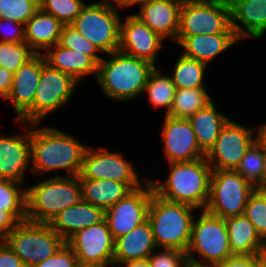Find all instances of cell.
<instances>
[{"instance_id":"obj_14","label":"cell","mask_w":266,"mask_h":267,"mask_svg":"<svg viewBox=\"0 0 266 267\" xmlns=\"http://www.w3.org/2000/svg\"><path fill=\"white\" fill-rule=\"evenodd\" d=\"M253 131L230 119L205 155L212 170H236L241 158L256 140Z\"/></svg>"},{"instance_id":"obj_16","label":"cell","mask_w":266,"mask_h":267,"mask_svg":"<svg viewBox=\"0 0 266 267\" xmlns=\"http://www.w3.org/2000/svg\"><path fill=\"white\" fill-rule=\"evenodd\" d=\"M42 71V53H35L13 75L11 89L5 98L14 105L16 120L33 123V101Z\"/></svg>"},{"instance_id":"obj_2","label":"cell","mask_w":266,"mask_h":267,"mask_svg":"<svg viewBox=\"0 0 266 267\" xmlns=\"http://www.w3.org/2000/svg\"><path fill=\"white\" fill-rule=\"evenodd\" d=\"M109 60L98 64L96 80L107 98L116 101L137 99L144 92L151 71L152 62L129 56L121 51L109 54Z\"/></svg>"},{"instance_id":"obj_47","label":"cell","mask_w":266,"mask_h":267,"mask_svg":"<svg viewBox=\"0 0 266 267\" xmlns=\"http://www.w3.org/2000/svg\"><path fill=\"white\" fill-rule=\"evenodd\" d=\"M194 4L219 5L230 8L233 0H184Z\"/></svg>"},{"instance_id":"obj_30","label":"cell","mask_w":266,"mask_h":267,"mask_svg":"<svg viewBox=\"0 0 266 267\" xmlns=\"http://www.w3.org/2000/svg\"><path fill=\"white\" fill-rule=\"evenodd\" d=\"M235 171L255 188H262L266 183V149L255 140Z\"/></svg>"},{"instance_id":"obj_51","label":"cell","mask_w":266,"mask_h":267,"mask_svg":"<svg viewBox=\"0 0 266 267\" xmlns=\"http://www.w3.org/2000/svg\"><path fill=\"white\" fill-rule=\"evenodd\" d=\"M252 267H266V253L252 256Z\"/></svg>"},{"instance_id":"obj_28","label":"cell","mask_w":266,"mask_h":267,"mask_svg":"<svg viewBox=\"0 0 266 267\" xmlns=\"http://www.w3.org/2000/svg\"><path fill=\"white\" fill-rule=\"evenodd\" d=\"M188 120L193 127L200 150L206 155L230 119L216 111L215 105L211 102L205 108L194 113Z\"/></svg>"},{"instance_id":"obj_50","label":"cell","mask_w":266,"mask_h":267,"mask_svg":"<svg viewBox=\"0 0 266 267\" xmlns=\"http://www.w3.org/2000/svg\"><path fill=\"white\" fill-rule=\"evenodd\" d=\"M256 140L266 149V123L258 127Z\"/></svg>"},{"instance_id":"obj_18","label":"cell","mask_w":266,"mask_h":267,"mask_svg":"<svg viewBox=\"0 0 266 267\" xmlns=\"http://www.w3.org/2000/svg\"><path fill=\"white\" fill-rule=\"evenodd\" d=\"M163 40L133 14L120 22L119 51L129 56L142 58L156 65V54L162 48Z\"/></svg>"},{"instance_id":"obj_10","label":"cell","mask_w":266,"mask_h":267,"mask_svg":"<svg viewBox=\"0 0 266 267\" xmlns=\"http://www.w3.org/2000/svg\"><path fill=\"white\" fill-rule=\"evenodd\" d=\"M77 82L71 75L52 68L42 54V71L33 101V123H41L73 96Z\"/></svg>"},{"instance_id":"obj_48","label":"cell","mask_w":266,"mask_h":267,"mask_svg":"<svg viewBox=\"0 0 266 267\" xmlns=\"http://www.w3.org/2000/svg\"><path fill=\"white\" fill-rule=\"evenodd\" d=\"M111 2L113 0H110ZM116 3V5L119 7V8H126V7H129V6H132V5H136V4H140L143 5L145 4L146 2H148L149 0H114Z\"/></svg>"},{"instance_id":"obj_24","label":"cell","mask_w":266,"mask_h":267,"mask_svg":"<svg viewBox=\"0 0 266 267\" xmlns=\"http://www.w3.org/2000/svg\"><path fill=\"white\" fill-rule=\"evenodd\" d=\"M240 41L235 33H216L195 36H177L176 42L183 47V56L208 65L217 55Z\"/></svg>"},{"instance_id":"obj_4","label":"cell","mask_w":266,"mask_h":267,"mask_svg":"<svg viewBox=\"0 0 266 267\" xmlns=\"http://www.w3.org/2000/svg\"><path fill=\"white\" fill-rule=\"evenodd\" d=\"M194 209L184 203L166 200L153 192L147 220L151 224L157 250L166 248L187 251L195 217Z\"/></svg>"},{"instance_id":"obj_53","label":"cell","mask_w":266,"mask_h":267,"mask_svg":"<svg viewBox=\"0 0 266 267\" xmlns=\"http://www.w3.org/2000/svg\"><path fill=\"white\" fill-rule=\"evenodd\" d=\"M19 267H33V265L28 264V263H21V264L19 265Z\"/></svg>"},{"instance_id":"obj_36","label":"cell","mask_w":266,"mask_h":267,"mask_svg":"<svg viewBox=\"0 0 266 267\" xmlns=\"http://www.w3.org/2000/svg\"><path fill=\"white\" fill-rule=\"evenodd\" d=\"M34 54L26 42H0V67L15 73Z\"/></svg>"},{"instance_id":"obj_34","label":"cell","mask_w":266,"mask_h":267,"mask_svg":"<svg viewBox=\"0 0 266 267\" xmlns=\"http://www.w3.org/2000/svg\"><path fill=\"white\" fill-rule=\"evenodd\" d=\"M22 185L0 179V209L10 212L19 222L27 219L26 189Z\"/></svg>"},{"instance_id":"obj_33","label":"cell","mask_w":266,"mask_h":267,"mask_svg":"<svg viewBox=\"0 0 266 267\" xmlns=\"http://www.w3.org/2000/svg\"><path fill=\"white\" fill-rule=\"evenodd\" d=\"M155 68L151 71L144 91L148 94V101L152 106L166 109L168 115L171 111L176 86L173 84L171 76L168 74L161 75Z\"/></svg>"},{"instance_id":"obj_17","label":"cell","mask_w":266,"mask_h":267,"mask_svg":"<svg viewBox=\"0 0 266 267\" xmlns=\"http://www.w3.org/2000/svg\"><path fill=\"white\" fill-rule=\"evenodd\" d=\"M162 140L168 163L192 162L205 157L188 119L165 115Z\"/></svg>"},{"instance_id":"obj_6","label":"cell","mask_w":266,"mask_h":267,"mask_svg":"<svg viewBox=\"0 0 266 267\" xmlns=\"http://www.w3.org/2000/svg\"><path fill=\"white\" fill-rule=\"evenodd\" d=\"M194 252L203 262L195 258ZM186 255L189 265L200 267H214L233 257L225 220L206 210L197 219L194 217Z\"/></svg>"},{"instance_id":"obj_46","label":"cell","mask_w":266,"mask_h":267,"mask_svg":"<svg viewBox=\"0 0 266 267\" xmlns=\"http://www.w3.org/2000/svg\"><path fill=\"white\" fill-rule=\"evenodd\" d=\"M13 75L11 71L0 67V96L4 99L11 89Z\"/></svg>"},{"instance_id":"obj_29","label":"cell","mask_w":266,"mask_h":267,"mask_svg":"<svg viewBox=\"0 0 266 267\" xmlns=\"http://www.w3.org/2000/svg\"><path fill=\"white\" fill-rule=\"evenodd\" d=\"M79 180L82 188V200L104 210L134 190L127 183L110 179Z\"/></svg>"},{"instance_id":"obj_25","label":"cell","mask_w":266,"mask_h":267,"mask_svg":"<svg viewBox=\"0 0 266 267\" xmlns=\"http://www.w3.org/2000/svg\"><path fill=\"white\" fill-rule=\"evenodd\" d=\"M224 220L233 256H259L266 253V242L244 214Z\"/></svg>"},{"instance_id":"obj_43","label":"cell","mask_w":266,"mask_h":267,"mask_svg":"<svg viewBox=\"0 0 266 267\" xmlns=\"http://www.w3.org/2000/svg\"><path fill=\"white\" fill-rule=\"evenodd\" d=\"M21 259L4 242L0 241V267H19Z\"/></svg>"},{"instance_id":"obj_49","label":"cell","mask_w":266,"mask_h":267,"mask_svg":"<svg viewBox=\"0 0 266 267\" xmlns=\"http://www.w3.org/2000/svg\"><path fill=\"white\" fill-rule=\"evenodd\" d=\"M125 266V267H150L148 258L142 259V260H131L127 261L125 263L120 264L119 266Z\"/></svg>"},{"instance_id":"obj_19","label":"cell","mask_w":266,"mask_h":267,"mask_svg":"<svg viewBox=\"0 0 266 267\" xmlns=\"http://www.w3.org/2000/svg\"><path fill=\"white\" fill-rule=\"evenodd\" d=\"M16 122L26 126L24 129L27 133L15 136L0 135V179L22 184L24 173L31 164L30 124L18 120Z\"/></svg>"},{"instance_id":"obj_42","label":"cell","mask_w":266,"mask_h":267,"mask_svg":"<svg viewBox=\"0 0 266 267\" xmlns=\"http://www.w3.org/2000/svg\"><path fill=\"white\" fill-rule=\"evenodd\" d=\"M8 25L13 26L12 27L13 32L9 33V31L5 30L7 32V34L4 35V37L0 40V42H8V43H22V42H25L24 25L14 21V20H11V19H0V31H2L6 27L9 28ZM7 30H9V29H7Z\"/></svg>"},{"instance_id":"obj_45","label":"cell","mask_w":266,"mask_h":267,"mask_svg":"<svg viewBox=\"0 0 266 267\" xmlns=\"http://www.w3.org/2000/svg\"><path fill=\"white\" fill-rule=\"evenodd\" d=\"M214 267H252V256H233Z\"/></svg>"},{"instance_id":"obj_37","label":"cell","mask_w":266,"mask_h":267,"mask_svg":"<svg viewBox=\"0 0 266 267\" xmlns=\"http://www.w3.org/2000/svg\"><path fill=\"white\" fill-rule=\"evenodd\" d=\"M243 214L266 242V191L262 188H256L250 195Z\"/></svg>"},{"instance_id":"obj_9","label":"cell","mask_w":266,"mask_h":267,"mask_svg":"<svg viewBox=\"0 0 266 267\" xmlns=\"http://www.w3.org/2000/svg\"><path fill=\"white\" fill-rule=\"evenodd\" d=\"M255 187L235 170H212L205 210L220 218L242 215Z\"/></svg>"},{"instance_id":"obj_3","label":"cell","mask_w":266,"mask_h":267,"mask_svg":"<svg viewBox=\"0 0 266 267\" xmlns=\"http://www.w3.org/2000/svg\"><path fill=\"white\" fill-rule=\"evenodd\" d=\"M165 182L151 180L160 197L205 210L210 194L212 168L206 158L192 162H171Z\"/></svg>"},{"instance_id":"obj_21","label":"cell","mask_w":266,"mask_h":267,"mask_svg":"<svg viewBox=\"0 0 266 267\" xmlns=\"http://www.w3.org/2000/svg\"><path fill=\"white\" fill-rule=\"evenodd\" d=\"M230 17L231 27L240 41L251 36L262 38L266 31V0H233Z\"/></svg>"},{"instance_id":"obj_11","label":"cell","mask_w":266,"mask_h":267,"mask_svg":"<svg viewBox=\"0 0 266 267\" xmlns=\"http://www.w3.org/2000/svg\"><path fill=\"white\" fill-rule=\"evenodd\" d=\"M137 174L131 162H127L122 153L110 152L102 147L94 151L88 147L78 177L89 180H115L137 189L143 186Z\"/></svg>"},{"instance_id":"obj_54","label":"cell","mask_w":266,"mask_h":267,"mask_svg":"<svg viewBox=\"0 0 266 267\" xmlns=\"http://www.w3.org/2000/svg\"><path fill=\"white\" fill-rule=\"evenodd\" d=\"M262 189H263L264 191H266V183L264 184V186L262 187Z\"/></svg>"},{"instance_id":"obj_27","label":"cell","mask_w":266,"mask_h":267,"mask_svg":"<svg viewBox=\"0 0 266 267\" xmlns=\"http://www.w3.org/2000/svg\"><path fill=\"white\" fill-rule=\"evenodd\" d=\"M46 51L48 52L42 53L46 63L52 68L71 75L77 82L86 75L93 74L95 77L97 75L98 65L89 56L65 48L59 43Z\"/></svg>"},{"instance_id":"obj_32","label":"cell","mask_w":266,"mask_h":267,"mask_svg":"<svg viewBox=\"0 0 266 267\" xmlns=\"http://www.w3.org/2000/svg\"><path fill=\"white\" fill-rule=\"evenodd\" d=\"M207 64L180 55L171 76L176 89L205 88L204 74Z\"/></svg>"},{"instance_id":"obj_20","label":"cell","mask_w":266,"mask_h":267,"mask_svg":"<svg viewBox=\"0 0 266 267\" xmlns=\"http://www.w3.org/2000/svg\"><path fill=\"white\" fill-rule=\"evenodd\" d=\"M183 0H149L133 14L162 39L176 41Z\"/></svg>"},{"instance_id":"obj_41","label":"cell","mask_w":266,"mask_h":267,"mask_svg":"<svg viewBox=\"0 0 266 267\" xmlns=\"http://www.w3.org/2000/svg\"><path fill=\"white\" fill-rule=\"evenodd\" d=\"M77 263L74 251L65 242L53 256L33 265V267H75Z\"/></svg>"},{"instance_id":"obj_38","label":"cell","mask_w":266,"mask_h":267,"mask_svg":"<svg viewBox=\"0 0 266 267\" xmlns=\"http://www.w3.org/2000/svg\"><path fill=\"white\" fill-rule=\"evenodd\" d=\"M59 44L65 48L89 56L97 65L103 59L101 56L96 54L99 50L91 42L84 38L71 24L63 25Z\"/></svg>"},{"instance_id":"obj_26","label":"cell","mask_w":266,"mask_h":267,"mask_svg":"<svg viewBox=\"0 0 266 267\" xmlns=\"http://www.w3.org/2000/svg\"><path fill=\"white\" fill-rule=\"evenodd\" d=\"M63 24L51 14L39 9L24 25L25 42L35 52L47 50L59 43Z\"/></svg>"},{"instance_id":"obj_7","label":"cell","mask_w":266,"mask_h":267,"mask_svg":"<svg viewBox=\"0 0 266 267\" xmlns=\"http://www.w3.org/2000/svg\"><path fill=\"white\" fill-rule=\"evenodd\" d=\"M121 17L114 2L102 0L85 5L71 24L100 52L119 50Z\"/></svg>"},{"instance_id":"obj_15","label":"cell","mask_w":266,"mask_h":267,"mask_svg":"<svg viewBox=\"0 0 266 267\" xmlns=\"http://www.w3.org/2000/svg\"><path fill=\"white\" fill-rule=\"evenodd\" d=\"M234 33L230 8L219 5L194 4L183 0L177 36Z\"/></svg>"},{"instance_id":"obj_8","label":"cell","mask_w":266,"mask_h":267,"mask_svg":"<svg viewBox=\"0 0 266 267\" xmlns=\"http://www.w3.org/2000/svg\"><path fill=\"white\" fill-rule=\"evenodd\" d=\"M21 259L35 265L53 256L66 242L49 224L20 221L3 240Z\"/></svg>"},{"instance_id":"obj_22","label":"cell","mask_w":266,"mask_h":267,"mask_svg":"<svg viewBox=\"0 0 266 267\" xmlns=\"http://www.w3.org/2000/svg\"><path fill=\"white\" fill-rule=\"evenodd\" d=\"M157 249L148 220L115 239L113 265L148 258Z\"/></svg>"},{"instance_id":"obj_12","label":"cell","mask_w":266,"mask_h":267,"mask_svg":"<svg viewBox=\"0 0 266 267\" xmlns=\"http://www.w3.org/2000/svg\"><path fill=\"white\" fill-rule=\"evenodd\" d=\"M145 185L134 189L105 210V221L114 240L147 220L154 188L149 179L146 180Z\"/></svg>"},{"instance_id":"obj_52","label":"cell","mask_w":266,"mask_h":267,"mask_svg":"<svg viewBox=\"0 0 266 267\" xmlns=\"http://www.w3.org/2000/svg\"><path fill=\"white\" fill-rule=\"evenodd\" d=\"M75 267H100V266H96V265H87V264H79L77 263L75 265Z\"/></svg>"},{"instance_id":"obj_31","label":"cell","mask_w":266,"mask_h":267,"mask_svg":"<svg viewBox=\"0 0 266 267\" xmlns=\"http://www.w3.org/2000/svg\"><path fill=\"white\" fill-rule=\"evenodd\" d=\"M212 102L205 88L176 89L173 105L168 116L188 119Z\"/></svg>"},{"instance_id":"obj_5","label":"cell","mask_w":266,"mask_h":267,"mask_svg":"<svg viewBox=\"0 0 266 267\" xmlns=\"http://www.w3.org/2000/svg\"><path fill=\"white\" fill-rule=\"evenodd\" d=\"M82 200L78 176H55L26 188L27 220L49 224L66 208Z\"/></svg>"},{"instance_id":"obj_35","label":"cell","mask_w":266,"mask_h":267,"mask_svg":"<svg viewBox=\"0 0 266 267\" xmlns=\"http://www.w3.org/2000/svg\"><path fill=\"white\" fill-rule=\"evenodd\" d=\"M85 5L82 0H39L40 9L63 25L72 24Z\"/></svg>"},{"instance_id":"obj_13","label":"cell","mask_w":266,"mask_h":267,"mask_svg":"<svg viewBox=\"0 0 266 267\" xmlns=\"http://www.w3.org/2000/svg\"><path fill=\"white\" fill-rule=\"evenodd\" d=\"M114 242L106 221L78 230L66 243L79 264L113 267Z\"/></svg>"},{"instance_id":"obj_44","label":"cell","mask_w":266,"mask_h":267,"mask_svg":"<svg viewBox=\"0 0 266 267\" xmlns=\"http://www.w3.org/2000/svg\"><path fill=\"white\" fill-rule=\"evenodd\" d=\"M18 224L19 221L10 212L0 209V241H3Z\"/></svg>"},{"instance_id":"obj_40","label":"cell","mask_w":266,"mask_h":267,"mask_svg":"<svg viewBox=\"0 0 266 267\" xmlns=\"http://www.w3.org/2000/svg\"><path fill=\"white\" fill-rule=\"evenodd\" d=\"M148 261L150 267H189L186 252L177 249L164 248L160 252L154 251Z\"/></svg>"},{"instance_id":"obj_1","label":"cell","mask_w":266,"mask_h":267,"mask_svg":"<svg viewBox=\"0 0 266 267\" xmlns=\"http://www.w3.org/2000/svg\"><path fill=\"white\" fill-rule=\"evenodd\" d=\"M38 124H30V171L40 174L64 169L68 177L78 176L88 146L56 128L37 129Z\"/></svg>"},{"instance_id":"obj_23","label":"cell","mask_w":266,"mask_h":267,"mask_svg":"<svg viewBox=\"0 0 266 267\" xmlns=\"http://www.w3.org/2000/svg\"><path fill=\"white\" fill-rule=\"evenodd\" d=\"M105 220V210L81 200L76 205L58 213L49 223L65 241L78 230Z\"/></svg>"},{"instance_id":"obj_39","label":"cell","mask_w":266,"mask_h":267,"mask_svg":"<svg viewBox=\"0 0 266 267\" xmlns=\"http://www.w3.org/2000/svg\"><path fill=\"white\" fill-rule=\"evenodd\" d=\"M39 9V0H0V19L25 25Z\"/></svg>"}]
</instances>
